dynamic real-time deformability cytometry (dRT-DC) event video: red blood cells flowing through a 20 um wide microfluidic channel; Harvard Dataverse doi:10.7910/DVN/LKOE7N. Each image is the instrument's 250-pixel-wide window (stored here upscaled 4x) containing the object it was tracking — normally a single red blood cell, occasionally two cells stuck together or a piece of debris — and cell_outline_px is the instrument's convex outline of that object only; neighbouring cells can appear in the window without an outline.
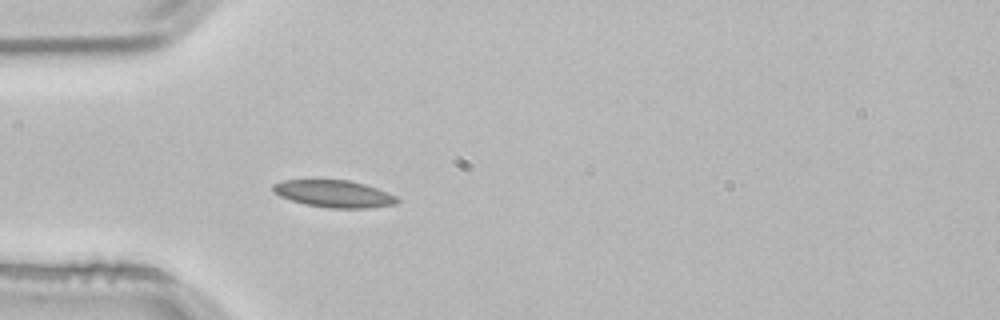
{"species": "common noctule bat (a hibernating species)", "species_latin": "Nyctalus noctula", "temperature_condition": "room temperature", "stored_images_in_passage": 3, "camera_frame_rate_fps": 3000, "um_per_image_px": 0.085, "animal": {"sex": "male", "body_mass_g": 21.5, "forearm_length_mm": 52.0}, "frame": {"image": 1, "passage_image": 3, "time_ms": 0.667, "image_size_px": [1000, 320], "cell_outline_px": [[400, 200], [396, 204], [372, 208], [328, 208], [304, 204], [280, 196], [272, 192], [272, 184], [284, 180], [348, 180], [364, 184], [376, 188], [396, 196]], "centroid_in_image_um": [28.38, 16.48], "position_along_channel_um": 56.6, "area_um2": 19.65}}